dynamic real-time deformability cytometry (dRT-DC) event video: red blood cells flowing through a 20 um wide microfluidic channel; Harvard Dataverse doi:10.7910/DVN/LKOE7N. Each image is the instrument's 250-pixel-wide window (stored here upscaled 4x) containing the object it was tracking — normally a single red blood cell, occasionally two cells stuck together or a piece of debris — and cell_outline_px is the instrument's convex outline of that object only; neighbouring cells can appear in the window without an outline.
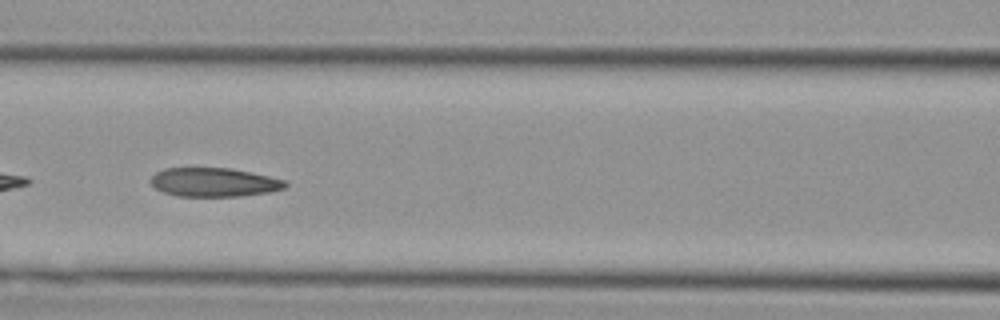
{"species": "Egyptian fruit bat (a non-hibernating species)", "species_latin": "Rousettus aegyptiacus", "temperature_condition": "cold", "stored_images_in_passage": 46, "camera_frame_rate_fps": 3000, "um_per_image_px": 0.085, "animal": {"sex": "female"}, "frame": {"image": 1, "passage_image": 20, "time_ms": 6.333, "image_size_px": [1000, 320], "cell_outline_px": [[288, 184], [284, 188], [268, 192], [240, 196], [176, 196], [164, 192], [156, 188], [148, 180], [156, 172], [164, 168], [232, 168], [268, 176], [284, 180]], "centroid_in_image_um": [18.16, 15.49], "position_along_channel_um": 148.4, "area_um2": 22.54}}
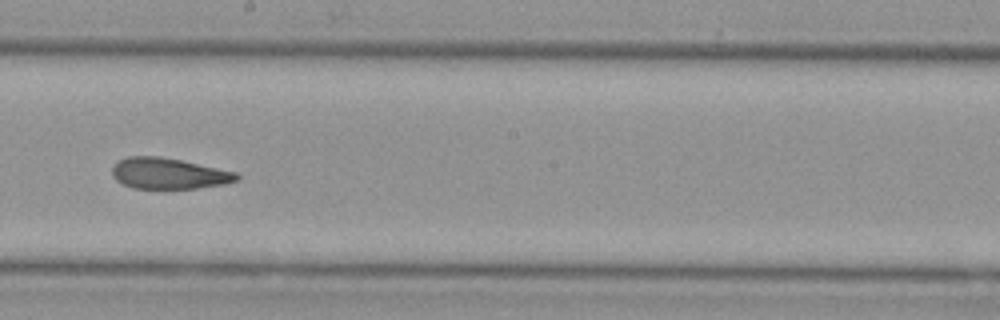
{"frame": {"image": 2, "passage_image": 26, "time_ms": 8.333, "image_size_px": [1000, 320], "cell_outline_px": [[240, 180], [224, 184], [196, 188], [132, 188], [116, 180], [112, 176], [112, 168], [120, 160], [128, 156], [160, 156], [180, 160], [236, 172], [240, 176]], "centroid_in_image_um": [14.35, 14.75], "position_along_channel_um": 233.9, "area_um2": 22.31}}
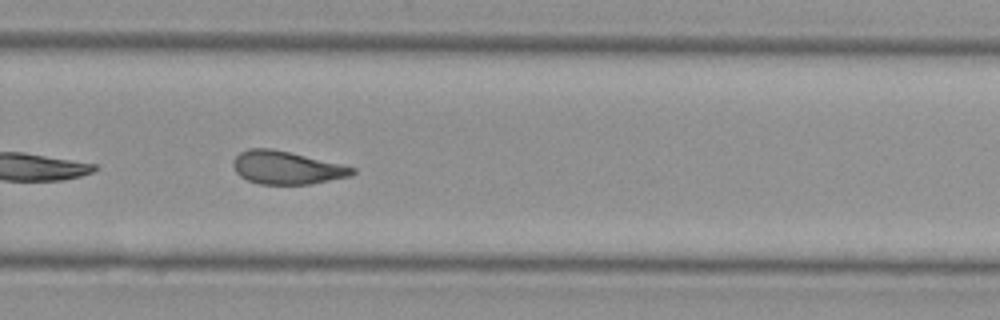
{"frame": {"image": 3, "passage_image": 31, "time_ms": 10.0, "image_size_px": [1000, 320], "cell_outline_px": [[356, 172], [352, 176], [308, 184], [260, 184], [248, 180], [240, 176], [236, 172], [232, 164], [232, 160], [240, 152], [248, 148], [272, 148], [340, 164], [356, 168]], "centroid_in_image_um": [24.34, 14.25], "position_along_channel_um": 305.5, "area_um2": 22.83}}